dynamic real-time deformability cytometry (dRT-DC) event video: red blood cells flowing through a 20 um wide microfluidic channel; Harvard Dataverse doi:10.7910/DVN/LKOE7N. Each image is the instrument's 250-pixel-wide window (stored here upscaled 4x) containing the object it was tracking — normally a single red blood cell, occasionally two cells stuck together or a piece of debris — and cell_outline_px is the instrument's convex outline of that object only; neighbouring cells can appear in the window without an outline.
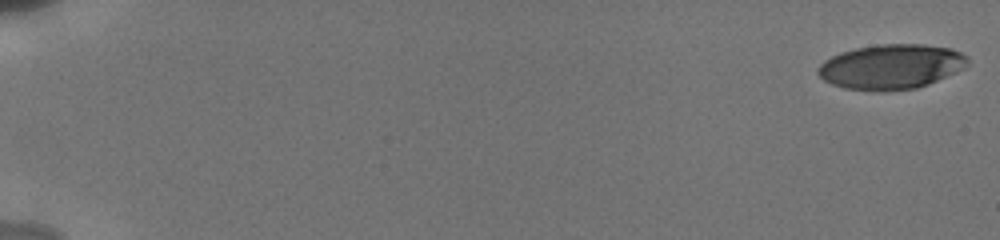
{"species": "human", "species_latin": "Homo sapiens", "temperature_condition": "cold", "stored_images_in_passage": 3, "camera_frame_rate_fps": 3000, "um_per_image_px": 0.085, "donor": {"sex": "male"}, "frame": {"image": 1, "passage_image": 1, "time_ms": 0.0, "image_size_px": [1000, 240], "cell_outline_px": [[968, 60], [964, 68], [956, 72], [928, 84], [916, 88], [884, 92], [844, 88], [832, 84], [824, 80], [816, 72], [816, 68], [824, 60], [840, 52], [856, 48], [880, 44], [924, 44], [952, 48], [968, 56]], "centroid_in_image_um": [75.74, 5.67], "position_along_channel_um": 9.3, "area_um2": 39.3}}